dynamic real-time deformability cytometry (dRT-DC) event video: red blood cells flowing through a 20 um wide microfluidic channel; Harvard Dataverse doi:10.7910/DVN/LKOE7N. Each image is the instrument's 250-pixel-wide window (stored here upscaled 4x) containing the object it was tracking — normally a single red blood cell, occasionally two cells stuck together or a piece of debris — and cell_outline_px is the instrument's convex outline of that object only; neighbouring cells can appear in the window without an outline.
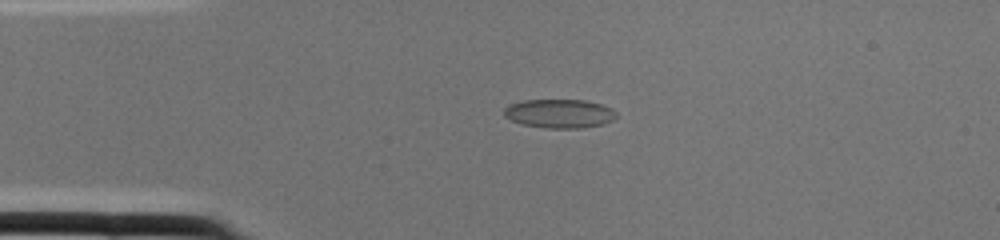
{"species": "common noctule bat (a hibernating species)", "species_latin": "Nyctalus noctula", "temperature_condition": "cold", "stored_images_in_passage": 1, "camera_frame_rate_fps": 3000, "um_per_image_px": 0.085, "animal": {"sex": "female", "body_mass_g": 22.0, "forearm_length_mm": 56.7}, "frame": {"image": 1, "passage_image": 1, "time_ms": 0.0, "image_size_px": [1000, 240], "cell_outline_px": [[616, 116], [612, 120], [604, 124], [584, 128], [544, 128], [520, 124], [504, 116], [504, 108], [508, 104], [524, 100], [584, 100], [600, 104], [612, 108], [616, 112]], "centroid_in_image_um": [47.54, 9.66], "position_along_channel_um": 37.5, "area_um2": 19.02}}